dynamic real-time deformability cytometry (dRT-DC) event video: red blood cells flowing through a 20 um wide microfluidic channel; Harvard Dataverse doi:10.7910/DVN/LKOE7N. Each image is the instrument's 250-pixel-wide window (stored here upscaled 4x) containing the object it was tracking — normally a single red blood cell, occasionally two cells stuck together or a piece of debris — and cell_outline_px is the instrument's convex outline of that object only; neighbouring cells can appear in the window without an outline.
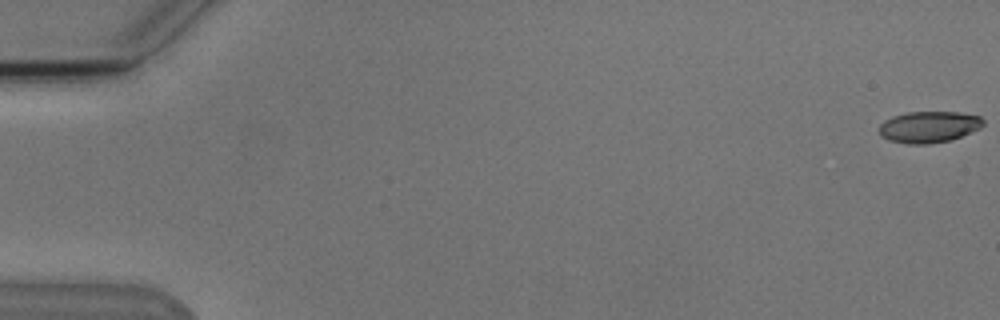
{"species": "Egyptian fruit bat (a non-hibernating species)", "species_latin": "Rousettus aegyptiacus", "temperature_condition": "cold", "stored_images_in_passage": 4, "camera_frame_rate_fps": 3000, "um_per_image_px": 0.085, "animal": {"sex": "male"}, "frame": {"image": 1, "passage_image": 1, "time_ms": 0.0, "image_size_px": [1000, 320], "cell_outline_px": [[984, 124], [980, 128], [952, 140], [928, 144], [908, 144], [888, 140], [880, 136], [880, 124], [884, 120], [892, 116], [908, 112], [960, 112], [980, 116], [984, 120]], "centroid_in_image_um": [78.96, 10.79], "position_along_channel_um": 6.0, "area_um2": 19.19}}